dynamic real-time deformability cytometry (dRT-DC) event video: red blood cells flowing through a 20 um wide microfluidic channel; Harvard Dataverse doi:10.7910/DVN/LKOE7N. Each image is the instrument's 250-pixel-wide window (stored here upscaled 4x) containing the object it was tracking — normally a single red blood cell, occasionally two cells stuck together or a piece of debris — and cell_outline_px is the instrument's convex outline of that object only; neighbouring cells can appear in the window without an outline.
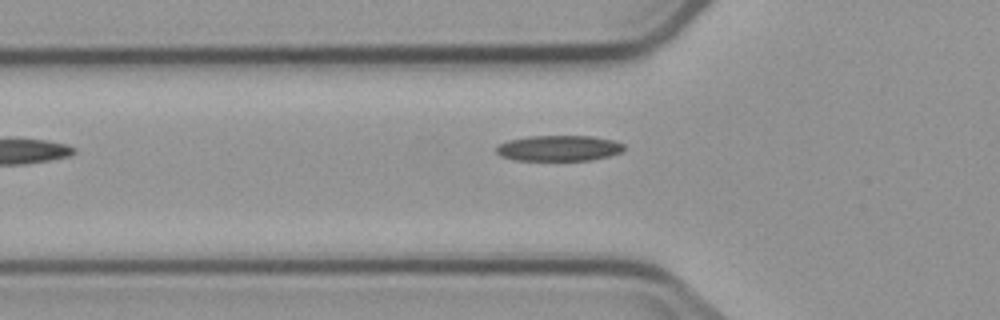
{"species": "common noctule bat (a hibernating species)", "species_latin": "Nyctalus noctula", "temperature_condition": "cold", "stored_images_in_passage": 6, "camera_frame_rate_fps": 3000, "um_per_image_px": 0.085, "animal": {"sex": "male", "body_mass_g": 23.1, "forearm_length_mm": 52.7}, "frame": {"image": 1, "passage_image": 6, "time_ms": 6.0, "image_size_px": [1000, 320], "cell_outline_px": [[624, 148], [620, 152], [608, 156], [592, 160], [516, 160], [500, 156], [496, 152], [496, 148], [500, 144], [508, 140], [528, 136], [592, 136], [616, 140], [624, 144]], "centroid_in_image_um": [47.51, 12.59], "position_along_channel_um": 78.3, "area_um2": 19.13}}